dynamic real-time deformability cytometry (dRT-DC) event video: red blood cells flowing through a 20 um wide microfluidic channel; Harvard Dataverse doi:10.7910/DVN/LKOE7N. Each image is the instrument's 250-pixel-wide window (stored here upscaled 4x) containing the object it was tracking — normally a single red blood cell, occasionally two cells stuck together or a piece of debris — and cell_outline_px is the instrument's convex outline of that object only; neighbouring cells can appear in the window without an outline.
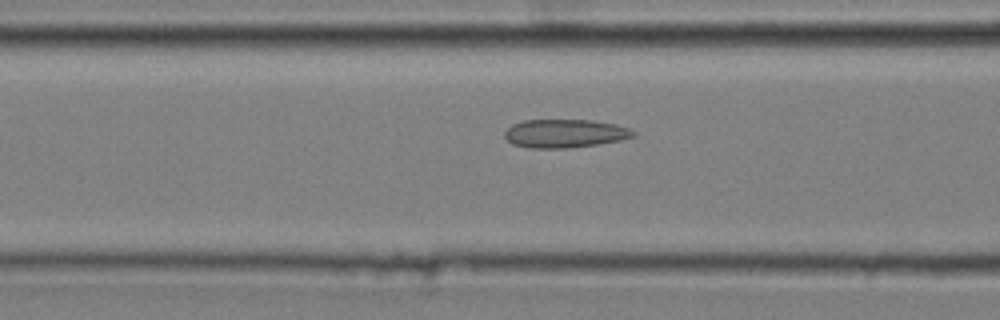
{"species": "common noctule bat (a hibernating species)", "species_latin": "Nyctalus noctula", "temperature_condition": "cold", "stored_images_in_passage": 48, "camera_frame_rate_fps": 3000, "um_per_image_px": 0.085, "animal": {"sex": "male", "body_mass_g": 20.4}, "frame": {"image": 1, "passage_image": 21, "time_ms": 6.667, "image_size_px": [1000, 320], "cell_outline_px": [[636, 136], [620, 140], [596, 144], [564, 148], [528, 148], [512, 144], [504, 136], [504, 132], [512, 124], [524, 120], [592, 120], [616, 124], [628, 128], [636, 132]], "centroid_in_image_um": [48.0, 11.34], "position_along_channel_um": 118.6, "area_um2": 21.27}}
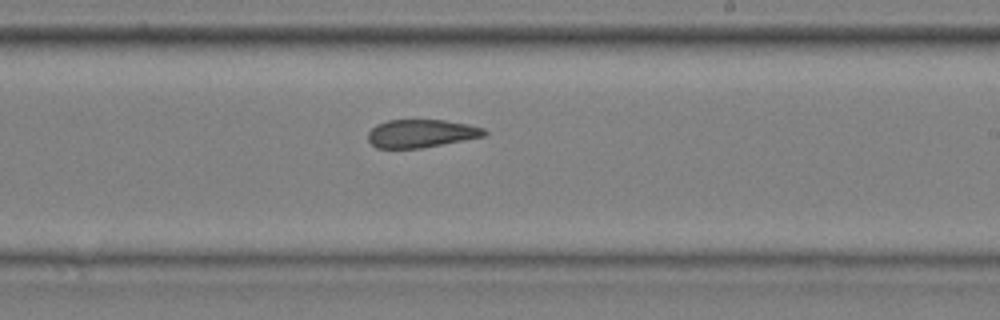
{"frame": {"image": 2, "passage_image": 32, "time_ms": 10.333, "image_size_px": [1000, 320], "cell_outline_px": [[488, 132], [484, 136], [420, 148], [376, 148], [368, 140], [368, 132], [376, 124], [388, 120], [444, 120], [468, 124], [484, 128]], "centroid_in_image_um": [35.78, 11.34], "position_along_channel_um": 253.2, "area_um2": 18.9}}
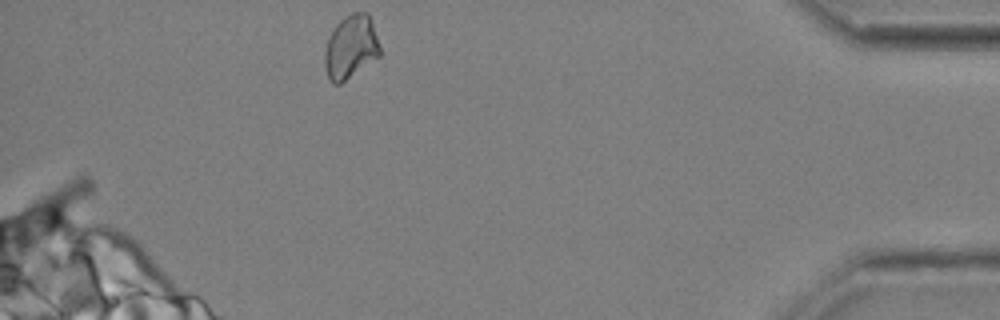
{"frame": {"image": 3, "passage_image": 48, "time_ms": 15.667, "image_size_px": [1000, 320], "cell_outline_px": [[380, 56], [340, 84], [332, 84], [328, 80], [324, 64], [324, 52], [328, 36], [336, 24], [344, 16], [352, 12], [368, 12], [380, 48]], "centroid_in_image_um": [29.78, 4.01], "position_along_channel_um": 405.4, "area_um2": 20.58}, "authors_computed_cell_mechanics": {"area_um2": 20.7502, "velocity_mm_per_s": 3.6811, "shape_relaxation_time_tau1_ms": null, "shape_relaxation_time_tau2_ms": 4.1576, "deformation_change_tau1": null, "deformation_change_tau2": 0.093}}